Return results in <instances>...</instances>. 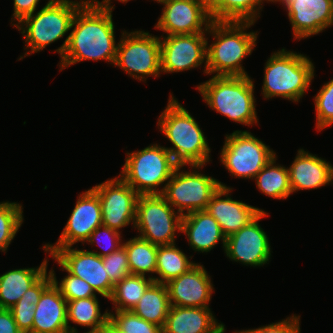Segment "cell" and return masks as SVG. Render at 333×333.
Here are the masks:
<instances>
[{"label": "cell", "mask_w": 333, "mask_h": 333, "mask_svg": "<svg viewBox=\"0 0 333 333\" xmlns=\"http://www.w3.org/2000/svg\"><path fill=\"white\" fill-rule=\"evenodd\" d=\"M50 256L57 262L62 271H66L68 274L64 276L60 282H58L55 271L51 269L48 272V278L59 289L60 294L66 299V301L88 298L97 295L90 284L80 277L70 274L52 255H49V257Z\"/></svg>", "instance_id": "obj_34"}, {"label": "cell", "mask_w": 333, "mask_h": 333, "mask_svg": "<svg viewBox=\"0 0 333 333\" xmlns=\"http://www.w3.org/2000/svg\"><path fill=\"white\" fill-rule=\"evenodd\" d=\"M97 296L67 301L68 333H79L71 323L87 327L84 333H94L109 321V311L101 314ZM71 321V323H69ZM90 328V329H89Z\"/></svg>", "instance_id": "obj_26"}, {"label": "cell", "mask_w": 333, "mask_h": 333, "mask_svg": "<svg viewBox=\"0 0 333 333\" xmlns=\"http://www.w3.org/2000/svg\"><path fill=\"white\" fill-rule=\"evenodd\" d=\"M182 215L161 194L139 195L135 222L140 238L157 246L175 244L176 232L181 233Z\"/></svg>", "instance_id": "obj_10"}, {"label": "cell", "mask_w": 333, "mask_h": 333, "mask_svg": "<svg viewBox=\"0 0 333 333\" xmlns=\"http://www.w3.org/2000/svg\"><path fill=\"white\" fill-rule=\"evenodd\" d=\"M99 197L102 225L120 231L127 225L134 226L136 203L139 194L119 175L91 188Z\"/></svg>", "instance_id": "obj_12"}, {"label": "cell", "mask_w": 333, "mask_h": 333, "mask_svg": "<svg viewBox=\"0 0 333 333\" xmlns=\"http://www.w3.org/2000/svg\"><path fill=\"white\" fill-rule=\"evenodd\" d=\"M265 0H217L210 7L213 21L256 22Z\"/></svg>", "instance_id": "obj_30"}, {"label": "cell", "mask_w": 333, "mask_h": 333, "mask_svg": "<svg viewBox=\"0 0 333 333\" xmlns=\"http://www.w3.org/2000/svg\"><path fill=\"white\" fill-rule=\"evenodd\" d=\"M189 258L192 259V255L187 257L182 249L180 250L177 247L176 243L158 246L155 271L157 277L154 276V282L166 284L188 272L197 264Z\"/></svg>", "instance_id": "obj_28"}, {"label": "cell", "mask_w": 333, "mask_h": 333, "mask_svg": "<svg viewBox=\"0 0 333 333\" xmlns=\"http://www.w3.org/2000/svg\"><path fill=\"white\" fill-rule=\"evenodd\" d=\"M116 1H119L121 3H127L131 0H116ZM85 2L90 5V6H93V7H96V8H101V9H114L115 6L111 3L112 1L111 0H102V1H99V0H85Z\"/></svg>", "instance_id": "obj_43"}, {"label": "cell", "mask_w": 333, "mask_h": 333, "mask_svg": "<svg viewBox=\"0 0 333 333\" xmlns=\"http://www.w3.org/2000/svg\"><path fill=\"white\" fill-rule=\"evenodd\" d=\"M52 256L74 276L85 280L95 292L105 299L111 296L114 285L103 266L102 257L73 246L57 249Z\"/></svg>", "instance_id": "obj_18"}, {"label": "cell", "mask_w": 333, "mask_h": 333, "mask_svg": "<svg viewBox=\"0 0 333 333\" xmlns=\"http://www.w3.org/2000/svg\"><path fill=\"white\" fill-rule=\"evenodd\" d=\"M84 3L85 0H48L39 11L17 23L14 27L23 35L24 50L28 51L17 60L40 52L64 37L71 30L75 13Z\"/></svg>", "instance_id": "obj_6"}, {"label": "cell", "mask_w": 333, "mask_h": 333, "mask_svg": "<svg viewBox=\"0 0 333 333\" xmlns=\"http://www.w3.org/2000/svg\"><path fill=\"white\" fill-rule=\"evenodd\" d=\"M117 42L114 66L121 68L134 79L146 82L149 76L160 77L161 48L160 37L144 30L121 32Z\"/></svg>", "instance_id": "obj_9"}, {"label": "cell", "mask_w": 333, "mask_h": 333, "mask_svg": "<svg viewBox=\"0 0 333 333\" xmlns=\"http://www.w3.org/2000/svg\"><path fill=\"white\" fill-rule=\"evenodd\" d=\"M181 233H185L188 244L194 252L208 253L222 243L225 251L226 237L218 221L206 210L193 211L182 216Z\"/></svg>", "instance_id": "obj_24"}, {"label": "cell", "mask_w": 333, "mask_h": 333, "mask_svg": "<svg viewBox=\"0 0 333 333\" xmlns=\"http://www.w3.org/2000/svg\"><path fill=\"white\" fill-rule=\"evenodd\" d=\"M109 321L122 333H163L160 326L149 323L132 311H109Z\"/></svg>", "instance_id": "obj_35"}, {"label": "cell", "mask_w": 333, "mask_h": 333, "mask_svg": "<svg viewBox=\"0 0 333 333\" xmlns=\"http://www.w3.org/2000/svg\"><path fill=\"white\" fill-rule=\"evenodd\" d=\"M163 6L155 24L168 35L207 33L210 22V7L203 0H154Z\"/></svg>", "instance_id": "obj_14"}, {"label": "cell", "mask_w": 333, "mask_h": 333, "mask_svg": "<svg viewBox=\"0 0 333 333\" xmlns=\"http://www.w3.org/2000/svg\"><path fill=\"white\" fill-rule=\"evenodd\" d=\"M177 166L170 152L155 143L127 152L119 176L139 195L162 194Z\"/></svg>", "instance_id": "obj_7"}, {"label": "cell", "mask_w": 333, "mask_h": 333, "mask_svg": "<svg viewBox=\"0 0 333 333\" xmlns=\"http://www.w3.org/2000/svg\"><path fill=\"white\" fill-rule=\"evenodd\" d=\"M37 290L28 296L22 297L10 308L13 318L22 333H30L36 308Z\"/></svg>", "instance_id": "obj_38"}, {"label": "cell", "mask_w": 333, "mask_h": 333, "mask_svg": "<svg viewBox=\"0 0 333 333\" xmlns=\"http://www.w3.org/2000/svg\"><path fill=\"white\" fill-rule=\"evenodd\" d=\"M230 186L220 187L209 201L206 211L219 223L224 236L239 231L252 221L263 209L249 205L239 200L231 198Z\"/></svg>", "instance_id": "obj_21"}, {"label": "cell", "mask_w": 333, "mask_h": 333, "mask_svg": "<svg viewBox=\"0 0 333 333\" xmlns=\"http://www.w3.org/2000/svg\"><path fill=\"white\" fill-rule=\"evenodd\" d=\"M157 126L172 144L165 148L178 165H206L212 161L211 148L200 125L172 93Z\"/></svg>", "instance_id": "obj_3"}, {"label": "cell", "mask_w": 333, "mask_h": 333, "mask_svg": "<svg viewBox=\"0 0 333 333\" xmlns=\"http://www.w3.org/2000/svg\"><path fill=\"white\" fill-rule=\"evenodd\" d=\"M102 225L101 204L98 195L90 188L77 197L72 213L61 232L59 239L53 245L45 243L42 249L52 255L59 248H66L85 242L90 234Z\"/></svg>", "instance_id": "obj_13"}, {"label": "cell", "mask_w": 333, "mask_h": 333, "mask_svg": "<svg viewBox=\"0 0 333 333\" xmlns=\"http://www.w3.org/2000/svg\"><path fill=\"white\" fill-rule=\"evenodd\" d=\"M121 238V232L101 225L90 234V237L86 241V243H89L92 246H94V243L99 245L100 248H102V251L96 252L90 250V252L95 253L100 257H104L123 246V240Z\"/></svg>", "instance_id": "obj_37"}, {"label": "cell", "mask_w": 333, "mask_h": 333, "mask_svg": "<svg viewBox=\"0 0 333 333\" xmlns=\"http://www.w3.org/2000/svg\"><path fill=\"white\" fill-rule=\"evenodd\" d=\"M276 155L270 146L247 130L225 135L220 162L236 178L253 179Z\"/></svg>", "instance_id": "obj_11"}, {"label": "cell", "mask_w": 333, "mask_h": 333, "mask_svg": "<svg viewBox=\"0 0 333 333\" xmlns=\"http://www.w3.org/2000/svg\"><path fill=\"white\" fill-rule=\"evenodd\" d=\"M170 306L166 284L153 282L132 309V312L163 329Z\"/></svg>", "instance_id": "obj_27"}, {"label": "cell", "mask_w": 333, "mask_h": 333, "mask_svg": "<svg viewBox=\"0 0 333 333\" xmlns=\"http://www.w3.org/2000/svg\"><path fill=\"white\" fill-rule=\"evenodd\" d=\"M40 266L8 270L0 275V308L10 309L22 297L33 294L48 277V261Z\"/></svg>", "instance_id": "obj_23"}, {"label": "cell", "mask_w": 333, "mask_h": 333, "mask_svg": "<svg viewBox=\"0 0 333 333\" xmlns=\"http://www.w3.org/2000/svg\"><path fill=\"white\" fill-rule=\"evenodd\" d=\"M254 22L211 21L207 34L212 36L209 45L207 37V75L249 76L242 63L256 46L258 32H247ZM209 45V46H208ZM242 63V64H241Z\"/></svg>", "instance_id": "obj_2"}, {"label": "cell", "mask_w": 333, "mask_h": 333, "mask_svg": "<svg viewBox=\"0 0 333 333\" xmlns=\"http://www.w3.org/2000/svg\"><path fill=\"white\" fill-rule=\"evenodd\" d=\"M0 333H22L18 329L10 309L0 308Z\"/></svg>", "instance_id": "obj_42"}, {"label": "cell", "mask_w": 333, "mask_h": 333, "mask_svg": "<svg viewBox=\"0 0 333 333\" xmlns=\"http://www.w3.org/2000/svg\"><path fill=\"white\" fill-rule=\"evenodd\" d=\"M113 9H101L86 2L77 10L72 31L54 52L59 53L60 70L85 60H106L114 66L117 52Z\"/></svg>", "instance_id": "obj_1"}, {"label": "cell", "mask_w": 333, "mask_h": 333, "mask_svg": "<svg viewBox=\"0 0 333 333\" xmlns=\"http://www.w3.org/2000/svg\"><path fill=\"white\" fill-rule=\"evenodd\" d=\"M268 215L261 211L246 226L226 238L224 253L228 259L250 267L269 264L272 253L270 240L258 222Z\"/></svg>", "instance_id": "obj_16"}, {"label": "cell", "mask_w": 333, "mask_h": 333, "mask_svg": "<svg viewBox=\"0 0 333 333\" xmlns=\"http://www.w3.org/2000/svg\"><path fill=\"white\" fill-rule=\"evenodd\" d=\"M154 279L130 274L116 283L108 298L115 310L132 311Z\"/></svg>", "instance_id": "obj_32"}, {"label": "cell", "mask_w": 333, "mask_h": 333, "mask_svg": "<svg viewBox=\"0 0 333 333\" xmlns=\"http://www.w3.org/2000/svg\"><path fill=\"white\" fill-rule=\"evenodd\" d=\"M163 333H225L224 323L218 322L210 307L170 306Z\"/></svg>", "instance_id": "obj_25"}, {"label": "cell", "mask_w": 333, "mask_h": 333, "mask_svg": "<svg viewBox=\"0 0 333 333\" xmlns=\"http://www.w3.org/2000/svg\"><path fill=\"white\" fill-rule=\"evenodd\" d=\"M300 319L299 315L292 314L282 321L263 325L258 328L239 330L234 333H301L300 331Z\"/></svg>", "instance_id": "obj_40"}, {"label": "cell", "mask_w": 333, "mask_h": 333, "mask_svg": "<svg viewBox=\"0 0 333 333\" xmlns=\"http://www.w3.org/2000/svg\"><path fill=\"white\" fill-rule=\"evenodd\" d=\"M296 155L293 163L287 167L292 194L333 184V165L330 162L302 148L298 149Z\"/></svg>", "instance_id": "obj_22"}, {"label": "cell", "mask_w": 333, "mask_h": 333, "mask_svg": "<svg viewBox=\"0 0 333 333\" xmlns=\"http://www.w3.org/2000/svg\"><path fill=\"white\" fill-rule=\"evenodd\" d=\"M267 3H269V2H275V3H277V2H282L283 0H265Z\"/></svg>", "instance_id": "obj_46"}, {"label": "cell", "mask_w": 333, "mask_h": 333, "mask_svg": "<svg viewBox=\"0 0 333 333\" xmlns=\"http://www.w3.org/2000/svg\"><path fill=\"white\" fill-rule=\"evenodd\" d=\"M170 305L207 308L214 285L203 264L197 263L188 272L166 283Z\"/></svg>", "instance_id": "obj_19"}, {"label": "cell", "mask_w": 333, "mask_h": 333, "mask_svg": "<svg viewBox=\"0 0 333 333\" xmlns=\"http://www.w3.org/2000/svg\"><path fill=\"white\" fill-rule=\"evenodd\" d=\"M207 33L160 36L161 74L178 73L203 66L207 75ZM164 36V37H163Z\"/></svg>", "instance_id": "obj_15"}, {"label": "cell", "mask_w": 333, "mask_h": 333, "mask_svg": "<svg viewBox=\"0 0 333 333\" xmlns=\"http://www.w3.org/2000/svg\"><path fill=\"white\" fill-rule=\"evenodd\" d=\"M275 155L253 178L258 191L274 199H286L292 194L288 168L276 164Z\"/></svg>", "instance_id": "obj_29"}, {"label": "cell", "mask_w": 333, "mask_h": 333, "mask_svg": "<svg viewBox=\"0 0 333 333\" xmlns=\"http://www.w3.org/2000/svg\"><path fill=\"white\" fill-rule=\"evenodd\" d=\"M102 261L110 282L113 285L131 274L128 265L127 251L124 246H121L113 253L102 257Z\"/></svg>", "instance_id": "obj_39"}, {"label": "cell", "mask_w": 333, "mask_h": 333, "mask_svg": "<svg viewBox=\"0 0 333 333\" xmlns=\"http://www.w3.org/2000/svg\"><path fill=\"white\" fill-rule=\"evenodd\" d=\"M184 167L186 165L175 168L161 194L182 216L193 211L206 210L214 193L220 187L226 186L214 177L202 174L205 165H190V171L181 170Z\"/></svg>", "instance_id": "obj_8"}, {"label": "cell", "mask_w": 333, "mask_h": 333, "mask_svg": "<svg viewBox=\"0 0 333 333\" xmlns=\"http://www.w3.org/2000/svg\"><path fill=\"white\" fill-rule=\"evenodd\" d=\"M94 333H122L110 321L100 327Z\"/></svg>", "instance_id": "obj_44"}, {"label": "cell", "mask_w": 333, "mask_h": 333, "mask_svg": "<svg viewBox=\"0 0 333 333\" xmlns=\"http://www.w3.org/2000/svg\"><path fill=\"white\" fill-rule=\"evenodd\" d=\"M254 88V79L250 75H212V78L196 86L210 109L243 126H253L259 122Z\"/></svg>", "instance_id": "obj_4"}, {"label": "cell", "mask_w": 333, "mask_h": 333, "mask_svg": "<svg viewBox=\"0 0 333 333\" xmlns=\"http://www.w3.org/2000/svg\"><path fill=\"white\" fill-rule=\"evenodd\" d=\"M264 66L261 93L268 100L282 97L300 102L315 76V67L309 56L285 48L273 52Z\"/></svg>", "instance_id": "obj_5"}, {"label": "cell", "mask_w": 333, "mask_h": 333, "mask_svg": "<svg viewBox=\"0 0 333 333\" xmlns=\"http://www.w3.org/2000/svg\"><path fill=\"white\" fill-rule=\"evenodd\" d=\"M314 105L318 132L333 126V79L320 88L314 97Z\"/></svg>", "instance_id": "obj_36"}, {"label": "cell", "mask_w": 333, "mask_h": 333, "mask_svg": "<svg viewBox=\"0 0 333 333\" xmlns=\"http://www.w3.org/2000/svg\"><path fill=\"white\" fill-rule=\"evenodd\" d=\"M24 222L22 204L0 202V251L6 253Z\"/></svg>", "instance_id": "obj_33"}, {"label": "cell", "mask_w": 333, "mask_h": 333, "mask_svg": "<svg viewBox=\"0 0 333 333\" xmlns=\"http://www.w3.org/2000/svg\"><path fill=\"white\" fill-rule=\"evenodd\" d=\"M123 246L127 251L130 273L145 277L150 273L148 277L154 279L151 274L154 275L156 271L158 246L139 236L130 238L123 243Z\"/></svg>", "instance_id": "obj_31"}, {"label": "cell", "mask_w": 333, "mask_h": 333, "mask_svg": "<svg viewBox=\"0 0 333 333\" xmlns=\"http://www.w3.org/2000/svg\"><path fill=\"white\" fill-rule=\"evenodd\" d=\"M209 7H211L217 0H203Z\"/></svg>", "instance_id": "obj_45"}, {"label": "cell", "mask_w": 333, "mask_h": 333, "mask_svg": "<svg viewBox=\"0 0 333 333\" xmlns=\"http://www.w3.org/2000/svg\"><path fill=\"white\" fill-rule=\"evenodd\" d=\"M293 37L310 38L333 26V0H283Z\"/></svg>", "instance_id": "obj_17"}, {"label": "cell", "mask_w": 333, "mask_h": 333, "mask_svg": "<svg viewBox=\"0 0 333 333\" xmlns=\"http://www.w3.org/2000/svg\"><path fill=\"white\" fill-rule=\"evenodd\" d=\"M13 16L11 19V25L14 27L23 18L36 12L37 5L40 0H13ZM16 22V23H15Z\"/></svg>", "instance_id": "obj_41"}, {"label": "cell", "mask_w": 333, "mask_h": 333, "mask_svg": "<svg viewBox=\"0 0 333 333\" xmlns=\"http://www.w3.org/2000/svg\"><path fill=\"white\" fill-rule=\"evenodd\" d=\"M30 333H68L67 301L47 277L37 288V301Z\"/></svg>", "instance_id": "obj_20"}]
</instances>
